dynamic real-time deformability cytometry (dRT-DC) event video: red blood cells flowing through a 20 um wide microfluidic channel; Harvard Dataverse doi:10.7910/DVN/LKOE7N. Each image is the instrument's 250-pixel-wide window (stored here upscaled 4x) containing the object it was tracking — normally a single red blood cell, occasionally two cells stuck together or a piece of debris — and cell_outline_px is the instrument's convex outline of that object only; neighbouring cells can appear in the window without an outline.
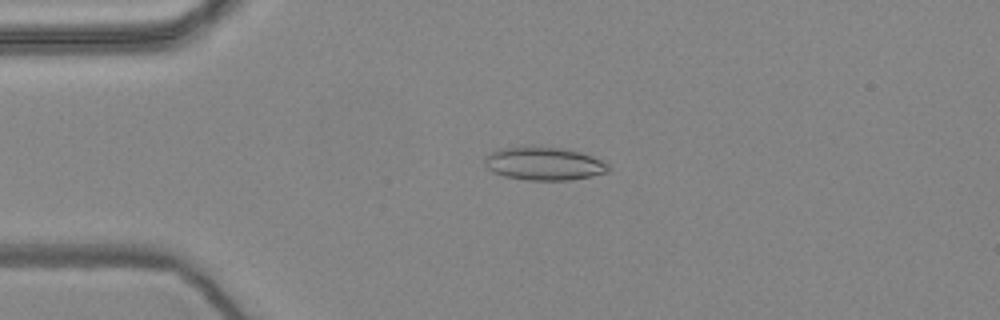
{"species": "common noctule bat (a hibernating species)", "species_latin": "Nyctalus noctula", "temperature_condition": "warm", "stored_images_in_passage": 50, "camera_frame_rate_fps": 3000, "um_per_image_px": 0.085, "animal": {"sex": "female", "body_mass_g": 24.6, "forearm_length_mm": 56.2}, "frame": {"image": 1, "passage_image": 7, "time_ms": 2.0, "image_size_px": [1000, 320], "cell_outline_px": [[608, 172], [592, 176], [572, 180], [528, 180], [504, 176], [488, 168], [484, 164], [484, 160], [496, 148], [524, 144], [568, 148], [604, 160], [608, 164]], "centroid_in_image_um": [46.24, 13.86], "position_along_channel_um": 38.8, "area_um2": 24.57}}
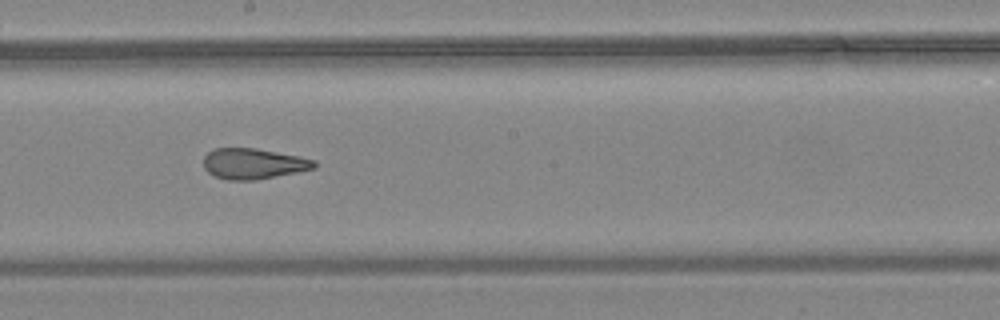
{"frame": {"image": 2, "passage_image": 25, "time_ms": 8.0, "image_size_px": [1000, 320], "cell_outline_px": [[316, 168], [256, 180], [228, 180], [216, 176], [208, 172], [204, 168], [204, 156], [208, 152], [216, 148], [256, 148], [300, 156], [316, 160]], "centroid_in_image_um": [21.55, 13.91], "position_along_channel_um": 226.6, "area_um2": 19.77}}
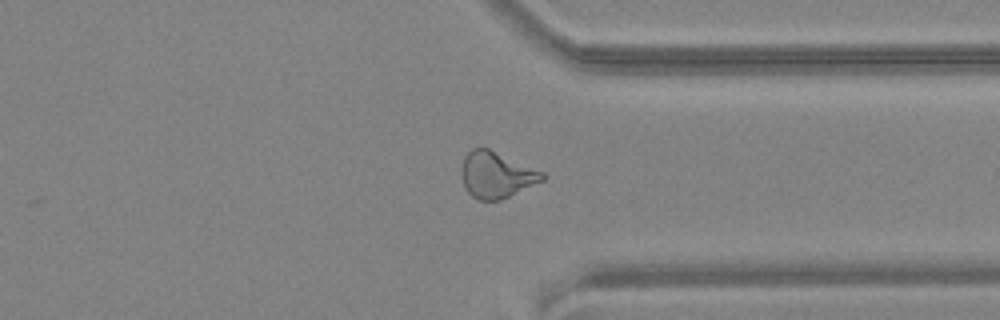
{"frame": {"image": 3, "passage_image": 37, "time_ms": 12.0, "image_size_px": [1000, 320], "cell_outline_px": [[548, 176], [544, 180], [500, 200], [476, 200], [464, 188], [460, 172], [464, 156], [472, 148], [488, 148], [544, 172]], "centroid_in_image_um": [42.17, 14.86], "position_along_channel_um": 369.2, "area_um2": 21.85}, "authors_computed_cell_mechanics": {"area_um2": 21.7617, "velocity_mm_per_s": 3.6185, "shape_relaxation_time_tau1_ms": null, "shape_relaxation_time_tau2_ms": 1.8107, "deformation_change_tau1": null, "deformation_change_tau2": 0.0911}}